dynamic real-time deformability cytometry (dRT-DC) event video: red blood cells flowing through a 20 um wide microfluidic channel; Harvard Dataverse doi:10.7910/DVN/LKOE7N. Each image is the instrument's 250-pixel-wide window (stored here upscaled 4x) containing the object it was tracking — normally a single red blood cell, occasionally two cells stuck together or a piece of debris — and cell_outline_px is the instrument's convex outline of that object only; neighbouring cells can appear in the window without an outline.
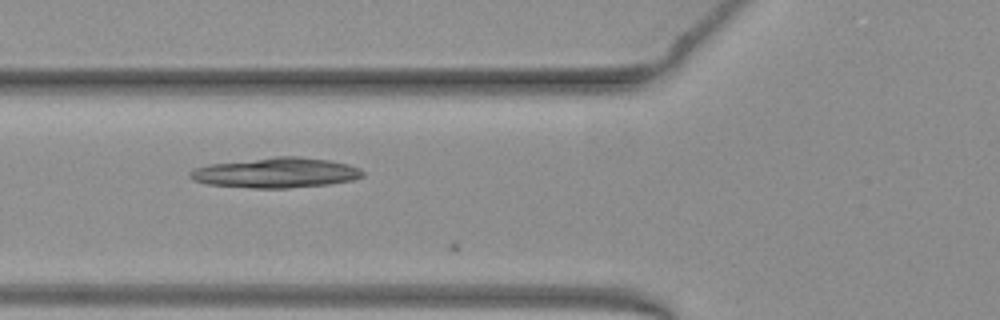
{"species": "common noctule bat (a hibernating species)", "species_latin": "Nyctalus noctula", "temperature_condition": "warm", "stored_images_in_passage": 4, "camera_frame_rate_fps": 3000, "um_per_image_px": 0.085, "animal": {"sex": "female", "body_mass_g": 19.3, "forearm_length_mm": 54.1}, "frame": {"image": 1, "passage_image": 3, "time_ms": 0.667, "image_size_px": [1000, 320], "cell_outline_px": [[364, 176], [352, 180], [328, 184], [288, 188], [252, 188], [208, 184], [192, 180], [188, 176], [188, 172], [192, 168], [208, 164], [276, 156], [300, 156], [328, 160], [348, 164], [360, 168], [364, 172]], "centroid_in_image_um": [23.43, 14.68], "position_along_channel_um": 102.4, "area_um2": 30.52}}